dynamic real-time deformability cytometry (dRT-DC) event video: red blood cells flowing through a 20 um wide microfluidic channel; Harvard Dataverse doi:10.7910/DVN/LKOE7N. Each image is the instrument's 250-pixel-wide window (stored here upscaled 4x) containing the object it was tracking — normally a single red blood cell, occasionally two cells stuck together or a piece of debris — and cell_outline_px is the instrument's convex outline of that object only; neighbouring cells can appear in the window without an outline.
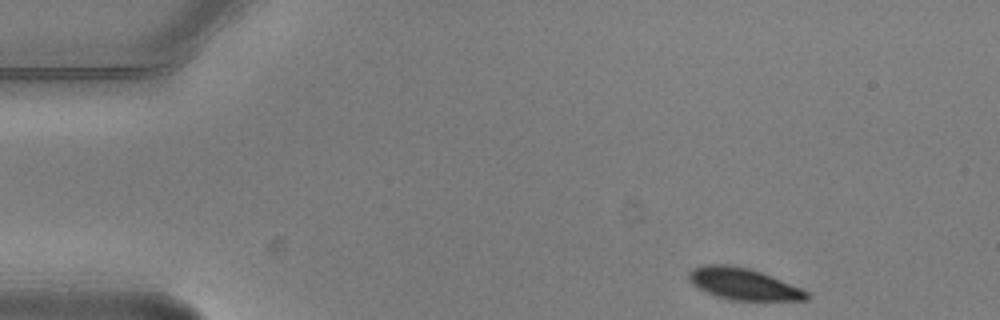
{"species": "common noctule bat (a hibernating species)", "species_latin": "Nyctalus noctula", "temperature_condition": "warm", "stored_images_in_passage": 3, "camera_frame_rate_fps": 3000, "um_per_image_px": 0.085, "animal": {"sex": "male", "body_mass_g": 20.5, "forearm_length_mm": 52.5}, "frame": {"image": 1, "passage_image": 1, "time_ms": 0.0, "image_size_px": [1000, 320], "cell_outline_px": [[808, 300], [732, 300], [716, 296], [692, 284], [688, 276], [688, 272], [692, 268], [708, 264], [724, 264], [748, 268], [760, 272], [800, 288], [808, 292]], "centroid_in_image_um": [63.15, 24.13], "position_along_channel_um": 21.8, "area_um2": 21.27}}
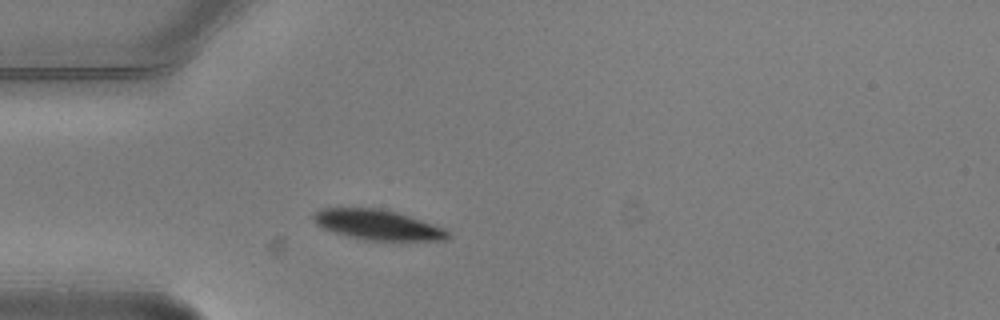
{"frame": {"image": 2, "passage_image": 3, "time_ms": 0.667, "image_size_px": [1000, 320], "cell_outline_px": [[448, 236], [444, 240], [368, 240], [348, 236], [324, 228], [316, 224], [312, 216], [316, 212], [324, 208], [380, 208], [396, 212], [444, 228], [448, 232]], "centroid_in_image_um": [32.08, 19.1], "position_along_channel_um": 52.9, "area_um2": 23.0}}